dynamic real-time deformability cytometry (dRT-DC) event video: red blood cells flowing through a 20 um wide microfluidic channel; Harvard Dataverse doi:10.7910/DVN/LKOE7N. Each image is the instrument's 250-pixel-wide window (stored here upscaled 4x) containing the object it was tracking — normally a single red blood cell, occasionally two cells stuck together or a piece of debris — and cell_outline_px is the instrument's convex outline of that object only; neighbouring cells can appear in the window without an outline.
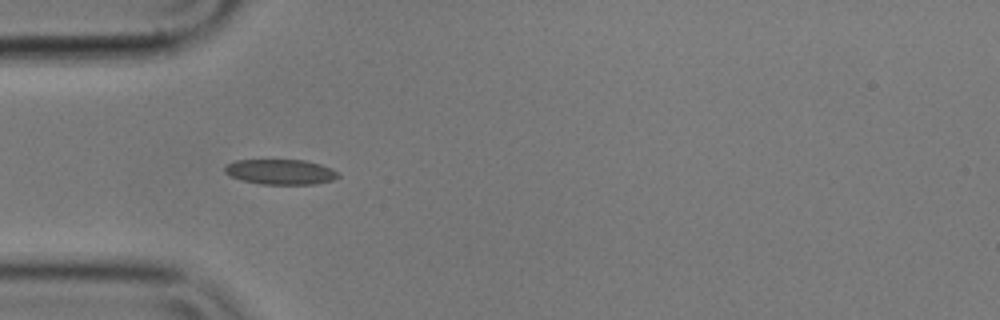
{"species": "common noctule bat (a hibernating species)", "species_latin": "Nyctalus noctula", "temperature_condition": "cold", "stored_images_in_passage": 41, "camera_frame_rate_fps": 3000, "um_per_image_px": 0.085, "animal": {"sex": "male", "body_mass_g": 17.9}, "frame": {"image": 1, "passage_image": 1, "time_ms": 0.0, "image_size_px": [1000, 320], "cell_outline_px": [[340, 176], [332, 180], [316, 184], [260, 184], [244, 180], [232, 176], [224, 172], [224, 168], [228, 164], [236, 160], [304, 160], [320, 164], [332, 168]], "centroid_in_image_um": [23.87, 14.61], "position_along_channel_um": 61.1, "area_um2": 16.47}}
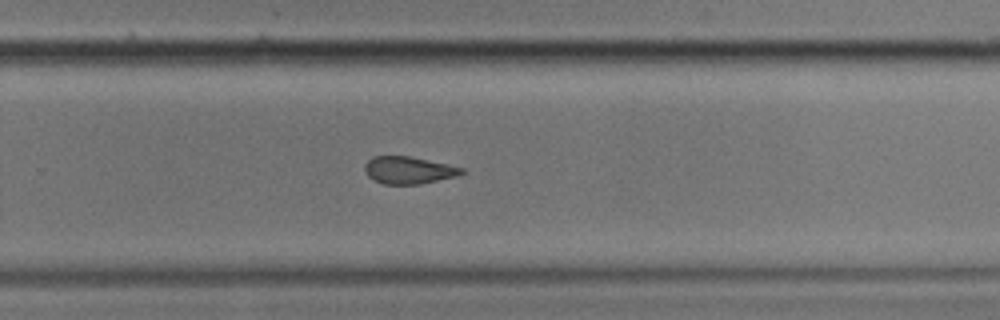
{"frame": {"image": 2, "passage_image": 21, "time_ms": 6.667, "image_size_px": [1000, 320], "cell_outline_px": [[464, 172], [456, 176], [420, 184], [384, 184], [372, 180], [364, 172], [364, 164], [372, 156], [408, 156], [464, 168]], "centroid_in_image_um": [34.66, 14.47], "position_along_channel_um": 295.1, "area_um2": 15.32}}
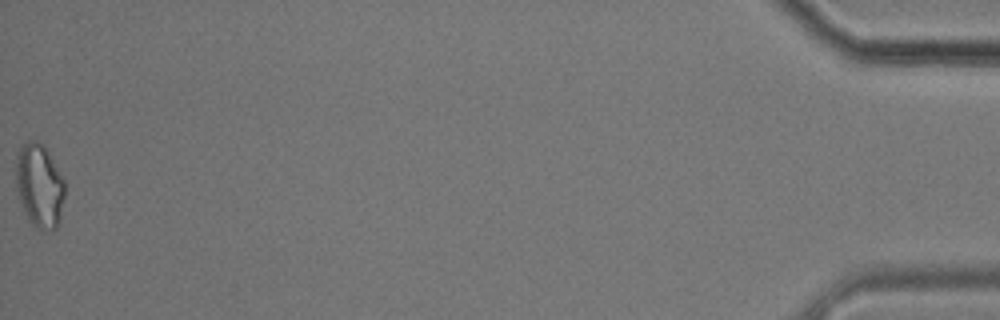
{"frame": {"image": 3, "passage_image": 41, "time_ms": 13.333, "image_size_px": [1000, 320], "cell_outline_px": [[64, 196], [60, 220], [56, 228], [36, 228], [28, 220], [24, 212], [16, 188], [16, 156], [20, 148], [28, 140], [36, 140], [44, 148], [64, 180]], "centroid_in_image_um": [3.33, 15.8], "position_along_channel_um": 431.9, "area_um2": 23.35}, "authors_computed_cell_mechanics": {"area_um2": 16.2996, "velocity_mm_per_s": 3.5303, "shape_relaxation_time_tau1_ms": null, "shape_relaxation_time_tau2_ms": 4.3522, "deformation_change_tau1": null, "deformation_change_tau2": 0.0965}}